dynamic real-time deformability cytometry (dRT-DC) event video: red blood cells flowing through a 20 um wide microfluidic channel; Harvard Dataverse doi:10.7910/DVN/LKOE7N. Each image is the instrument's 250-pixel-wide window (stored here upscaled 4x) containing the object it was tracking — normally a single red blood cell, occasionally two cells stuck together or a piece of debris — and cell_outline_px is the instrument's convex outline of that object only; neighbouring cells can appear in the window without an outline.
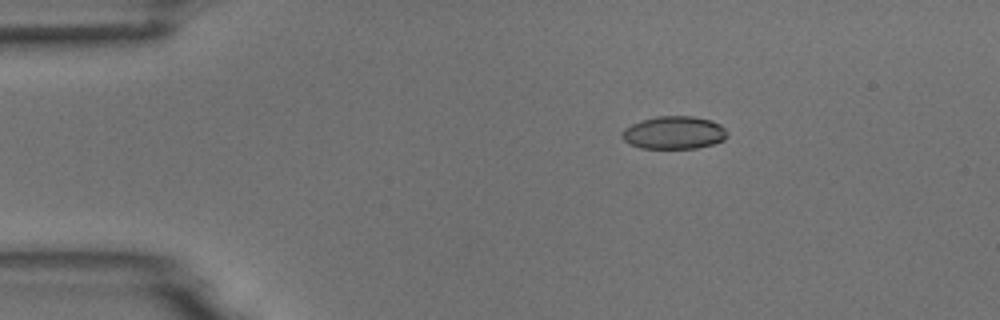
{"species": "common noctule bat (a hibernating species)", "species_latin": "Nyctalus noctula", "temperature_condition": "room temperature", "stored_images_in_passage": 5, "camera_frame_rate_fps": 3000, "um_per_image_px": 0.085, "animal": {"sex": "male", "body_mass_g": 18.8}, "frame": {"image": 1, "passage_image": 3, "time_ms": 2.333, "image_size_px": [1000, 320], "cell_outline_px": [[728, 136], [724, 140], [712, 144], [696, 148], [640, 148], [628, 144], [620, 136], [624, 128], [632, 124], [656, 116], [692, 116], [712, 120], [720, 124], [728, 132]], "centroid_in_image_um": [57.29, 11.28], "position_along_channel_um": 27.7, "area_um2": 20.23}}
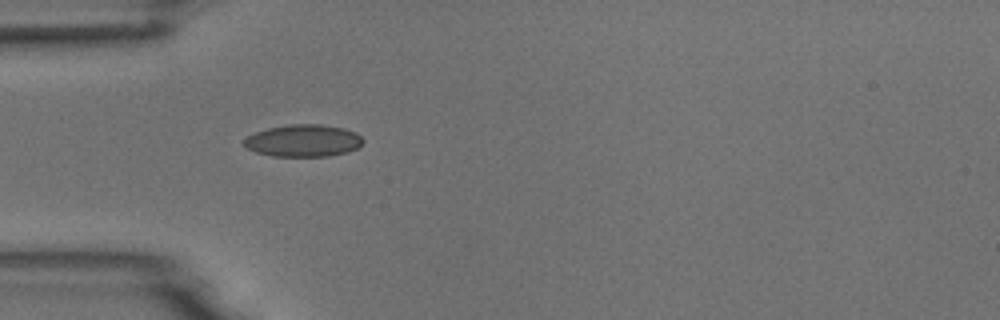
{"frame": {"image": 2, "passage_image": 5, "time_ms": 4.667, "image_size_px": [1000, 320], "cell_outline_px": [[364, 140], [356, 148], [348, 152], [328, 156], [272, 156], [256, 152], [248, 148], [244, 144], [244, 140], [248, 136], [256, 132], [268, 128], [288, 124], [320, 124], [344, 128], [356, 132]], "centroid_in_image_um": [25.79, 11.95], "position_along_channel_um": 59.2, "area_um2": 22.2}}